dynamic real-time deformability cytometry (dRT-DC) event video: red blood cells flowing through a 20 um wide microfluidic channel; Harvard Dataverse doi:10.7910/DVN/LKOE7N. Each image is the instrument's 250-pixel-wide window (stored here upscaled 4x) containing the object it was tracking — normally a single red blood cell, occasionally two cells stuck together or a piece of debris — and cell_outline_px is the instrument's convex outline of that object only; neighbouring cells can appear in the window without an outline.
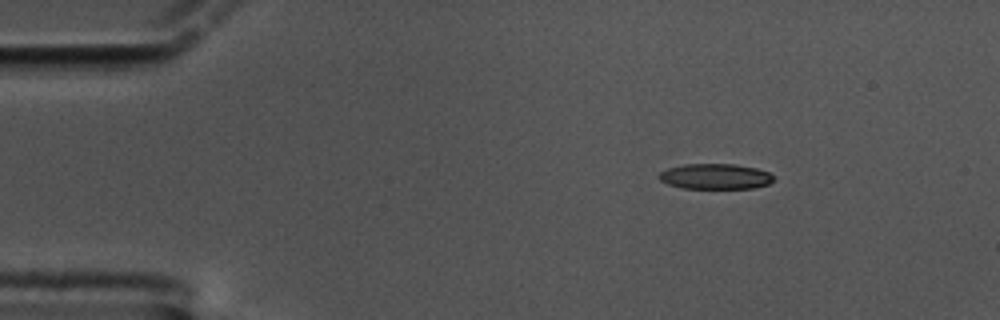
{"species": "common noctule bat (a hibernating species)", "species_latin": "Nyctalus noctula", "temperature_condition": "cold", "stored_images_in_passage": 52, "camera_frame_rate_fps": 3000, "um_per_image_px": 0.085, "animal": {"sex": "male", "body_mass_g": 17.5, "forearm_length_mm": 52.3}, "frame": {"image": 1, "passage_image": 1, "time_ms": 0.0, "image_size_px": [1000, 320], "cell_outline_px": [[776, 180], [768, 184], [752, 188], [684, 188], [668, 184], [660, 180], [656, 176], [660, 172], [668, 168], [684, 164], [736, 164], [756, 168], [768, 172]], "centroid_in_image_um": [60.79, 14.99], "position_along_channel_um": 24.2, "area_um2": 16.99}}
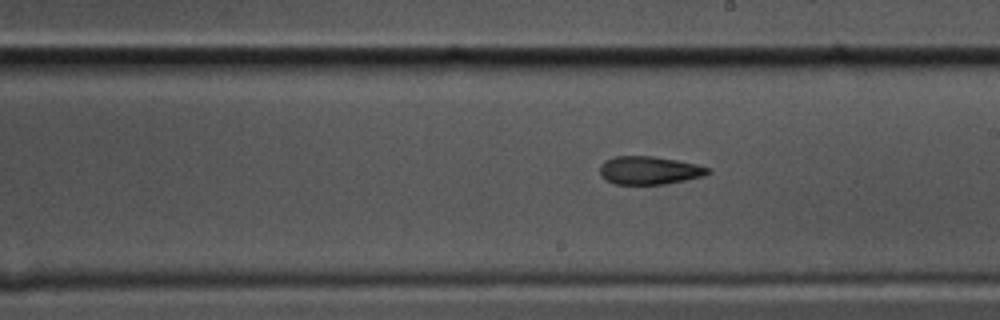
{"frame": {"image": 2, "passage_image": 26, "time_ms": 8.333, "image_size_px": [1000, 320], "cell_outline_px": [[712, 172], [704, 176], [664, 184], [616, 184], [600, 176], [600, 164], [604, 160], [616, 156], [652, 156], [676, 160], [696, 164], [708, 168]], "centroid_in_image_um": [55.17, 14.47], "position_along_channel_um": 233.8, "area_um2": 17.63}}
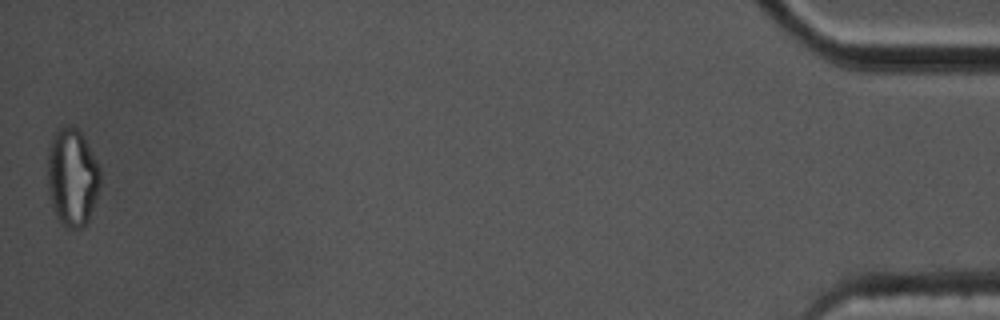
{"frame": {"image": 3, "passage_image": 52, "time_ms": 17.0, "image_size_px": [1000, 320], "cell_outline_px": [[100, 184], [88, 220], [80, 228], [64, 228], [60, 224], [52, 208], [48, 192], [48, 148], [52, 136], [64, 124], [72, 124], [80, 132], [96, 160], [100, 168]], "centroid_in_image_um": [6.11, 15.06], "position_along_channel_um": 429.1, "area_um2": 30.06}, "authors_computed_cell_mechanics": {"area_um2": 18.4382, "velocity_mm_per_s": 3.3388, "shape_relaxation_time_tau1_ms": null, "shape_relaxation_time_tau2_ms": 4.6225, "deformation_change_tau1": null, "deformation_change_tau2": 0.1352}}